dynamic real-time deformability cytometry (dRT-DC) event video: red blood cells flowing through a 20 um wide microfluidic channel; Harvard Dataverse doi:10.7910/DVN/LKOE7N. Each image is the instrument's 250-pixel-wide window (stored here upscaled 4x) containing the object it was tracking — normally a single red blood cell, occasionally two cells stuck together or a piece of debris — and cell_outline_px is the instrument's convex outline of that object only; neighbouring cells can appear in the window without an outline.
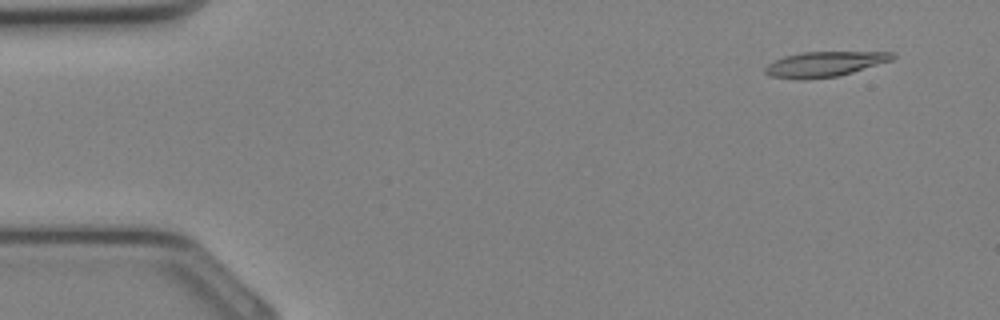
{"species": "Egyptian fruit bat (a non-hibernating species)", "species_latin": "Rousettus aegyptiacus", "temperature_condition": "cold", "stored_images_in_passage": 34, "camera_frame_rate_fps": 3000, "um_per_image_px": 0.085, "animal": {"sex": "female"}, "frame": {"image": 1, "passage_image": 3, "time_ms": 0.667, "image_size_px": [1000, 320], "cell_outline_px": [[896, 56], [892, 60], [852, 72], [836, 76], [772, 76], [764, 72], [764, 68], [768, 64], [784, 56], [804, 52], [896, 52]], "centroid_in_image_um": [70.19, 5.38], "position_along_channel_um": 14.8, "area_um2": 17.51}}
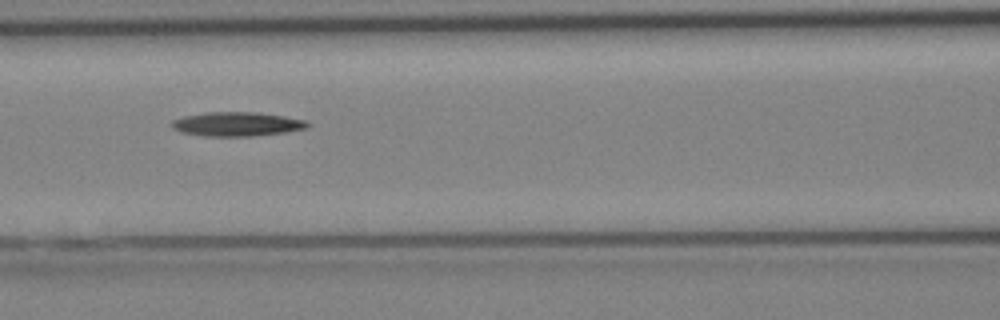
{"frame": {"image": 2, "passage_image": 15, "time_ms": 4.667, "image_size_px": [1000, 320], "cell_outline_px": [[312, 124], [308, 128], [284, 132], [252, 136], [204, 136], [184, 132], [172, 128], [168, 124], [172, 120], [184, 116], [204, 112], [256, 112], [284, 116], [308, 120]], "centroid_in_image_um": [20.16, 10.54], "position_along_channel_um": 146.4, "area_um2": 19.25}}
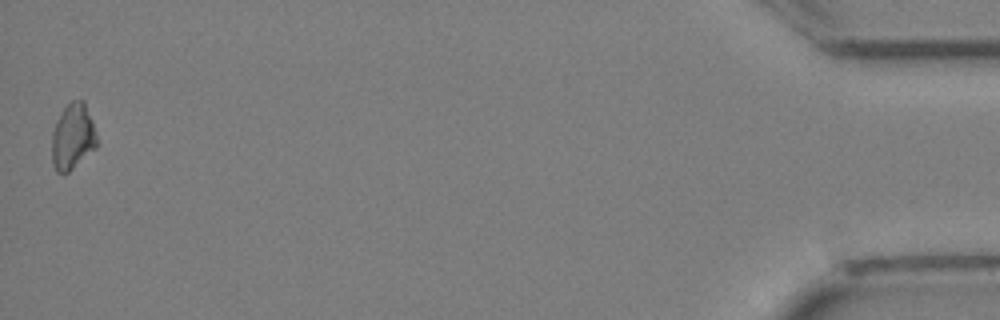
{"frame": {"image": 3, "passage_image": 34, "time_ms": 11.0, "image_size_px": [1000, 320], "cell_outline_px": [[96, 148], [68, 172], [56, 172], [52, 164], [52, 132], [56, 120], [64, 108], [72, 100], [84, 100], [92, 120], [96, 132]], "centroid_in_image_um": [6.17, 11.61], "position_along_channel_um": 429.0, "area_um2": 17.22}}